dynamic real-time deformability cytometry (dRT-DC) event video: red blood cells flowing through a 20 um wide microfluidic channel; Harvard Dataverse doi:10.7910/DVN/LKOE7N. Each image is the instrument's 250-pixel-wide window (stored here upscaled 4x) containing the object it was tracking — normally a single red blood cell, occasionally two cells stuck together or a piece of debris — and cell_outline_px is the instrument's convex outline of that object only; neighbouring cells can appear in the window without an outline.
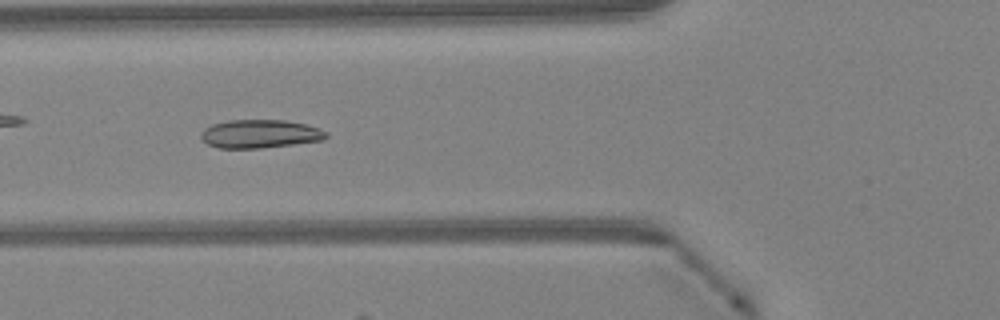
{"species": "Egyptian fruit bat (a non-hibernating species)", "species_latin": "Rousettus aegyptiacus", "temperature_condition": "warm", "stored_images_in_passage": 40, "camera_frame_rate_fps": 3000, "um_per_image_px": 0.085, "animal": {"sex": "female"}, "frame": {"image": 1, "passage_image": 10, "time_ms": 3.0, "image_size_px": [1000, 320], "cell_outline_px": [[328, 136], [324, 140], [260, 148], [220, 148], [208, 144], [200, 140], [200, 132], [204, 128], [212, 124], [228, 120], [284, 120], [304, 124], [328, 132]], "centroid_in_image_um": [22.05, 11.38], "position_along_channel_um": 103.8, "area_um2": 20.69}}
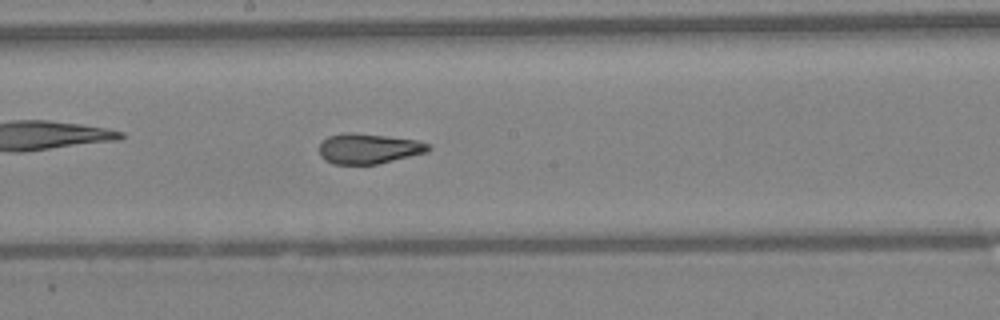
{"frame": {"image": 2, "passage_image": 18, "time_ms": 5.667, "image_size_px": [1000, 320], "cell_outline_px": [[432, 148], [428, 152], [376, 164], [332, 164], [324, 160], [320, 156], [320, 140], [328, 136], [344, 132], [352, 132], [420, 140], [428, 144]], "centroid_in_image_um": [31.31, 12.62], "position_along_channel_um": 216.9, "area_um2": 19.42}}
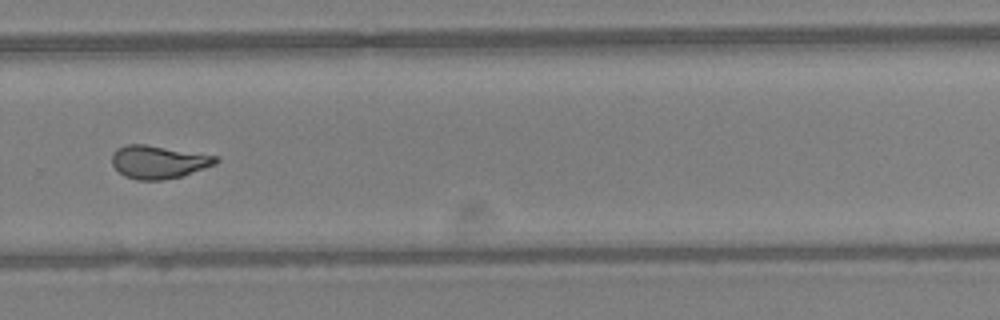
{"frame": {"image": 3, "passage_image": 25, "time_ms": 8.0, "image_size_px": [1000, 320], "cell_outline_px": [[220, 160], [216, 164], [180, 176], [160, 180], [136, 180], [124, 176], [112, 164], [112, 152], [116, 148], [128, 144], [144, 144], [220, 156]], "centroid_in_image_um": [13.47, 13.75], "position_along_channel_um": 316.3, "area_um2": 20.0}, "authors_computed_cell_mechanics": {"area_um2": 19.9988, "velocity_mm_per_s": 4.2582, "shape_relaxation_time_tau1_ms": 5.3445, "shape_relaxation_time_tau2_ms": 1.9546, "deformation_change_tau1": 0.1809, "deformation_change_tau2": 0.0666}}